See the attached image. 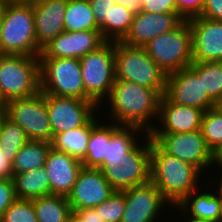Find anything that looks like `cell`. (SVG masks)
Instances as JSON below:
<instances>
[{
  "instance_id": "obj_46",
  "label": "cell",
  "mask_w": 222,
  "mask_h": 222,
  "mask_svg": "<svg viewBox=\"0 0 222 222\" xmlns=\"http://www.w3.org/2000/svg\"><path fill=\"white\" fill-rule=\"evenodd\" d=\"M66 222H83V221L75 212L72 211L68 215Z\"/></svg>"
},
{
  "instance_id": "obj_15",
  "label": "cell",
  "mask_w": 222,
  "mask_h": 222,
  "mask_svg": "<svg viewBox=\"0 0 222 222\" xmlns=\"http://www.w3.org/2000/svg\"><path fill=\"white\" fill-rule=\"evenodd\" d=\"M115 190L100 168L82 167L76 182L67 195L71 210L94 208L106 201Z\"/></svg>"
},
{
  "instance_id": "obj_2",
  "label": "cell",
  "mask_w": 222,
  "mask_h": 222,
  "mask_svg": "<svg viewBox=\"0 0 222 222\" xmlns=\"http://www.w3.org/2000/svg\"><path fill=\"white\" fill-rule=\"evenodd\" d=\"M203 173L194 165L166 153L151 138L150 181L172 207L199 187Z\"/></svg>"
},
{
  "instance_id": "obj_35",
  "label": "cell",
  "mask_w": 222,
  "mask_h": 222,
  "mask_svg": "<svg viewBox=\"0 0 222 222\" xmlns=\"http://www.w3.org/2000/svg\"><path fill=\"white\" fill-rule=\"evenodd\" d=\"M95 208L104 222H121L125 209L124 193L114 191L106 201Z\"/></svg>"
},
{
  "instance_id": "obj_32",
  "label": "cell",
  "mask_w": 222,
  "mask_h": 222,
  "mask_svg": "<svg viewBox=\"0 0 222 222\" xmlns=\"http://www.w3.org/2000/svg\"><path fill=\"white\" fill-rule=\"evenodd\" d=\"M134 14L121 5L112 6L110 21L100 27V33L107 42L122 41L130 30Z\"/></svg>"
},
{
  "instance_id": "obj_47",
  "label": "cell",
  "mask_w": 222,
  "mask_h": 222,
  "mask_svg": "<svg viewBox=\"0 0 222 222\" xmlns=\"http://www.w3.org/2000/svg\"><path fill=\"white\" fill-rule=\"evenodd\" d=\"M12 1L22 4H35L43 0H12Z\"/></svg>"
},
{
  "instance_id": "obj_23",
  "label": "cell",
  "mask_w": 222,
  "mask_h": 222,
  "mask_svg": "<svg viewBox=\"0 0 222 222\" xmlns=\"http://www.w3.org/2000/svg\"><path fill=\"white\" fill-rule=\"evenodd\" d=\"M145 134L139 127L120 125L112 133L110 142L107 145L106 157L98 168L121 166V162L126 159L128 154L143 141L141 140L142 135Z\"/></svg>"
},
{
  "instance_id": "obj_34",
  "label": "cell",
  "mask_w": 222,
  "mask_h": 222,
  "mask_svg": "<svg viewBox=\"0 0 222 222\" xmlns=\"http://www.w3.org/2000/svg\"><path fill=\"white\" fill-rule=\"evenodd\" d=\"M0 222H39L32 199H16L4 212Z\"/></svg>"
},
{
  "instance_id": "obj_4",
  "label": "cell",
  "mask_w": 222,
  "mask_h": 222,
  "mask_svg": "<svg viewBox=\"0 0 222 222\" xmlns=\"http://www.w3.org/2000/svg\"><path fill=\"white\" fill-rule=\"evenodd\" d=\"M114 53L115 80L134 82L164 95L167 74L150 58L144 47L117 41L114 42Z\"/></svg>"
},
{
  "instance_id": "obj_52",
  "label": "cell",
  "mask_w": 222,
  "mask_h": 222,
  "mask_svg": "<svg viewBox=\"0 0 222 222\" xmlns=\"http://www.w3.org/2000/svg\"><path fill=\"white\" fill-rule=\"evenodd\" d=\"M12 0H0V3L1 4H6V3H8V2H11Z\"/></svg>"
},
{
  "instance_id": "obj_43",
  "label": "cell",
  "mask_w": 222,
  "mask_h": 222,
  "mask_svg": "<svg viewBox=\"0 0 222 222\" xmlns=\"http://www.w3.org/2000/svg\"><path fill=\"white\" fill-rule=\"evenodd\" d=\"M0 178H13L12 163L5 158L0 145Z\"/></svg>"
},
{
  "instance_id": "obj_38",
  "label": "cell",
  "mask_w": 222,
  "mask_h": 222,
  "mask_svg": "<svg viewBox=\"0 0 222 222\" xmlns=\"http://www.w3.org/2000/svg\"><path fill=\"white\" fill-rule=\"evenodd\" d=\"M204 0H176L177 13L184 19L201 16Z\"/></svg>"
},
{
  "instance_id": "obj_48",
  "label": "cell",
  "mask_w": 222,
  "mask_h": 222,
  "mask_svg": "<svg viewBox=\"0 0 222 222\" xmlns=\"http://www.w3.org/2000/svg\"><path fill=\"white\" fill-rule=\"evenodd\" d=\"M5 106H6V101L3 99V96L0 92V113L4 112Z\"/></svg>"
},
{
  "instance_id": "obj_42",
  "label": "cell",
  "mask_w": 222,
  "mask_h": 222,
  "mask_svg": "<svg viewBox=\"0 0 222 222\" xmlns=\"http://www.w3.org/2000/svg\"><path fill=\"white\" fill-rule=\"evenodd\" d=\"M116 4L123 6L132 14L137 15L143 11L144 0H114Z\"/></svg>"
},
{
  "instance_id": "obj_39",
  "label": "cell",
  "mask_w": 222,
  "mask_h": 222,
  "mask_svg": "<svg viewBox=\"0 0 222 222\" xmlns=\"http://www.w3.org/2000/svg\"><path fill=\"white\" fill-rule=\"evenodd\" d=\"M143 11L155 14L177 13L176 0H144Z\"/></svg>"
},
{
  "instance_id": "obj_51",
  "label": "cell",
  "mask_w": 222,
  "mask_h": 222,
  "mask_svg": "<svg viewBox=\"0 0 222 222\" xmlns=\"http://www.w3.org/2000/svg\"><path fill=\"white\" fill-rule=\"evenodd\" d=\"M217 107L222 112V100L217 104Z\"/></svg>"
},
{
  "instance_id": "obj_17",
  "label": "cell",
  "mask_w": 222,
  "mask_h": 222,
  "mask_svg": "<svg viewBox=\"0 0 222 222\" xmlns=\"http://www.w3.org/2000/svg\"><path fill=\"white\" fill-rule=\"evenodd\" d=\"M192 30V62L222 61V22L197 16Z\"/></svg>"
},
{
  "instance_id": "obj_33",
  "label": "cell",
  "mask_w": 222,
  "mask_h": 222,
  "mask_svg": "<svg viewBox=\"0 0 222 222\" xmlns=\"http://www.w3.org/2000/svg\"><path fill=\"white\" fill-rule=\"evenodd\" d=\"M200 131L207 147L215 154L222 147V112L217 106L204 112Z\"/></svg>"
},
{
  "instance_id": "obj_10",
  "label": "cell",
  "mask_w": 222,
  "mask_h": 222,
  "mask_svg": "<svg viewBox=\"0 0 222 222\" xmlns=\"http://www.w3.org/2000/svg\"><path fill=\"white\" fill-rule=\"evenodd\" d=\"M149 135L166 153L194 165L203 174L212 171L214 154L207 147L200 130L187 133Z\"/></svg>"
},
{
  "instance_id": "obj_41",
  "label": "cell",
  "mask_w": 222,
  "mask_h": 222,
  "mask_svg": "<svg viewBox=\"0 0 222 222\" xmlns=\"http://www.w3.org/2000/svg\"><path fill=\"white\" fill-rule=\"evenodd\" d=\"M83 222H104L96 208H84L74 211Z\"/></svg>"
},
{
  "instance_id": "obj_40",
  "label": "cell",
  "mask_w": 222,
  "mask_h": 222,
  "mask_svg": "<svg viewBox=\"0 0 222 222\" xmlns=\"http://www.w3.org/2000/svg\"><path fill=\"white\" fill-rule=\"evenodd\" d=\"M201 17L222 22V0H204Z\"/></svg>"
},
{
  "instance_id": "obj_36",
  "label": "cell",
  "mask_w": 222,
  "mask_h": 222,
  "mask_svg": "<svg viewBox=\"0 0 222 222\" xmlns=\"http://www.w3.org/2000/svg\"><path fill=\"white\" fill-rule=\"evenodd\" d=\"M16 199L13 178H0V219Z\"/></svg>"
},
{
  "instance_id": "obj_16",
  "label": "cell",
  "mask_w": 222,
  "mask_h": 222,
  "mask_svg": "<svg viewBox=\"0 0 222 222\" xmlns=\"http://www.w3.org/2000/svg\"><path fill=\"white\" fill-rule=\"evenodd\" d=\"M106 41L100 30L64 31L43 49L39 58L81 59L89 52L97 50Z\"/></svg>"
},
{
  "instance_id": "obj_18",
  "label": "cell",
  "mask_w": 222,
  "mask_h": 222,
  "mask_svg": "<svg viewBox=\"0 0 222 222\" xmlns=\"http://www.w3.org/2000/svg\"><path fill=\"white\" fill-rule=\"evenodd\" d=\"M203 110L170 102L164 95L159 101V116L149 134L187 133L200 130ZM160 124V125H158Z\"/></svg>"
},
{
  "instance_id": "obj_6",
  "label": "cell",
  "mask_w": 222,
  "mask_h": 222,
  "mask_svg": "<svg viewBox=\"0 0 222 222\" xmlns=\"http://www.w3.org/2000/svg\"><path fill=\"white\" fill-rule=\"evenodd\" d=\"M79 62L86 100L104 108L106 105L103 102L110 95L116 79L114 42L106 41L97 50L82 57Z\"/></svg>"
},
{
  "instance_id": "obj_49",
  "label": "cell",
  "mask_w": 222,
  "mask_h": 222,
  "mask_svg": "<svg viewBox=\"0 0 222 222\" xmlns=\"http://www.w3.org/2000/svg\"><path fill=\"white\" fill-rule=\"evenodd\" d=\"M3 19V4L0 3V27Z\"/></svg>"
},
{
  "instance_id": "obj_19",
  "label": "cell",
  "mask_w": 222,
  "mask_h": 222,
  "mask_svg": "<svg viewBox=\"0 0 222 222\" xmlns=\"http://www.w3.org/2000/svg\"><path fill=\"white\" fill-rule=\"evenodd\" d=\"M184 19L178 13H161L141 11L134 15L130 30L122 40L130 46L144 47L151 39L177 28Z\"/></svg>"
},
{
  "instance_id": "obj_21",
  "label": "cell",
  "mask_w": 222,
  "mask_h": 222,
  "mask_svg": "<svg viewBox=\"0 0 222 222\" xmlns=\"http://www.w3.org/2000/svg\"><path fill=\"white\" fill-rule=\"evenodd\" d=\"M82 167L80 160L50 148L44 165L50 182V194L67 197Z\"/></svg>"
},
{
  "instance_id": "obj_12",
  "label": "cell",
  "mask_w": 222,
  "mask_h": 222,
  "mask_svg": "<svg viewBox=\"0 0 222 222\" xmlns=\"http://www.w3.org/2000/svg\"><path fill=\"white\" fill-rule=\"evenodd\" d=\"M53 136L85 125L94 115L105 113L93 101L45 94ZM103 112H96L98 110Z\"/></svg>"
},
{
  "instance_id": "obj_7",
  "label": "cell",
  "mask_w": 222,
  "mask_h": 222,
  "mask_svg": "<svg viewBox=\"0 0 222 222\" xmlns=\"http://www.w3.org/2000/svg\"><path fill=\"white\" fill-rule=\"evenodd\" d=\"M150 58L166 73L192 64V30L184 20L174 30L158 35L145 46Z\"/></svg>"
},
{
  "instance_id": "obj_5",
  "label": "cell",
  "mask_w": 222,
  "mask_h": 222,
  "mask_svg": "<svg viewBox=\"0 0 222 222\" xmlns=\"http://www.w3.org/2000/svg\"><path fill=\"white\" fill-rule=\"evenodd\" d=\"M40 91L39 57L0 54V92L6 102Z\"/></svg>"
},
{
  "instance_id": "obj_28",
  "label": "cell",
  "mask_w": 222,
  "mask_h": 222,
  "mask_svg": "<svg viewBox=\"0 0 222 222\" xmlns=\"http://www.w3.org/2000/svg\"><path fill=\"white\" fill-rule=\"evenodd\" d=\"M32 201L39 222H66L72 212L66 196L49 194Z\"/></svg>"
},
{
  "instance_id": "obj_37",
  "label": "cell",
  "mask_w": 222,
  "mask_h": 222,
  "mask_svg": "<svg viewBox=\"0 0 222 222\" xmlns=\"http://www.w3.org/2000/svg\"><path fill=\"white\" fill-rule=\"evenodd\" d=\"M97 26L100 28L106 21H110L112 6H115L114 0H88Z\"/></svg>"
},
{
  "instance_id": "obj_44",
  "label": "cell",
  "mask_w": 222,
  "mask_h": 222,
  "mask_svg": "<svg viewBox=\"0 0 222 222\" xmlns=\"http://www.w3.org/2000/svg\"><path fill=\"white\" fill-rule=\"evenodd\" d=\"M214 165L222 172V147L214 154Z\"/></svg>"
},
{
  "instance_id": "obj_9",
  "label": "cell",
  "mask_w": 222,
  "mask_h": 222,
  "mask_svg": "<svg viewBox=\"0 0 222 222\" xmlns=\"http://www.w3.org/2000/svg\"><path fill=\"white\" fill-rule=\"evenodd\" d=\"M3 114L24 130L28 140L52 141V126L45 93L42 91L29 97L7 101Z\"/></svg>"
},
{
  "instance_id": "obj_31",
  "label": "cell",
  "mask_w": 222,
  "mask_h": 222,
  "mask_svg": "<svg viewBox=\"0 0 222 222\" xmlns=\"http://www.w3.org/2000/svg\"><path fill=\"white\" fill-rule=\"evenodd\" d=\"M190 67L203 77L204 92L218 104L222 100V61L192 62Z\"/></svg>"
},
{
  "instance_id": "obj_25",
  "label": "cell",
  "mask_w": 222,
  "mask_h": 222,
  "mask_svg": "<svg viewBox=\"0 0 222 222\" xmlns=\"http://www.w3.org/2000/svg\"><path fill=\"white\" fill-rule=\"evenodd\" d=\"M18 199H34L50 194V182L44 167L13 175Z\"/></svg>"
},
{
  "instance_id": "obj_50",
  "label": "cell",
  "mask_w": 222,
  "mask_h": 222,
  "mask_svg": "<svg viewBox=\"0 0 222 222\" xmlns=\"http://www.w3.org/2000/svg\"><path fill=\"white\" fill-rule=\"evenodd\" d=\"M184 217L182 216V219H180V220H183V222H200V221H193V220H190V219H188V218H185V219H183ZM181 222V221H180Z\"/></svg>"
},
{
  "instance_id": "obj_3",
  "label": "cell",
  "mask_w": 222,
  "mask_h": 222,
  "mask_svg": "<svg viewBox=\"0 0 222 222\" xmlns=\"http://www.w3.org/2000/svg\"><path fill=\"white\" fill-rule=\"evenodd\" d=\"M41 52L36 41L33 4H3L0 54L39 57Z\"/></svg>"
},
{
  "instance_id": "obj_20",
  "label": "cell",
  "mask_w": 222,
  "mask_h": 222,
  "mask_svg": "<svg viewBox=\"0 0 222 222\" xmlns=\"http://www.w3.org/2000/svg\"><path fill=\"white\" fill-rule=\"evenodd\" d=\"M66 9L67 0H43L33 4L36 41L41 50L65 31Z\"/></svg>"
},
{
  "instance_id": "obj_29",
  "label": "cell",
  "mask_w": 222,
  "mask_h": 222,
  "mask_svg": "<svg viewBox=\"0 0 222 222\" xmlns=\"http://www.w3.org/2000/svg\"><path fill=\"white\" fill-rule=\"evenodd\" d=\"M64 29L68 32L100 30L88 0H67Z\"/></svg>"
},
{
  "instance_id": "obj_8",
  "label": "cell",
  "mask_w": 222,
  "mask_h": 222,
  "mask_svg": "<svg viewBox=\"0 0 222 222\" xmlns=\"http://www.w3.org/2000/svg\"><path fill=\"white\" fill-rule=\"evenodd\" d=\"M39 61L43 93L86 100L79 59L39 58Z\"/></svg>"
},
{
  "instance_id": "obj_11",
  "label": "cell",
  "mask_w": 222,
  "mask_h": 222,
  "mask_svg": "<svg viewBox=\"0 0 222 222\" xmlns=\"http://www.w3.org/2000/svg\"><path fill=\"white\" fill-rule=\"evenodd\" d=\"M139 143L119 167H102L104 177L115 191H122L150 181L151 136L143 135Z\"/></svg>"
},
{
  "instance_id": "obj_14",
  "label": "cell",
  "mask_w": 222,
  "mask_h": 222,
  "mask_svg": "<svg viewBox=\"0 0 222 222\" xmlns=\"http://www.w3.org/2000/svg\"><path fill=\"white\" fill-rule=\"evenodd\" d=\"M164 96L172 103L207 111L217 104L204 92L203 77L187 66L167 74Z\"/></svg>"
},
{
  "instance_id": "obj_27",
  "label": "cell",
  "mask_w": 222,
  "mask_h": 222,
  "mask_svg": "<svg viewBox=\"0 0 222 222\" xmlns=\"http://www.w3.org/2000/svg\"><path fill=\"white\" fill-rule=\"evenodd\" d=\"M50 148L49 142L29 140L15 156L13 175L44 167Z\"/></svg>"
},
{
  "instance_id": "obj_26",
  "label": "cell",
  "mask_w": 222,
  "mask_h": 222,
  "mask_svg": "<svg viewBox=\"0 0 222 222\" xmlns=\"http://www.w3.org/2000/svg\"><path fill=\"white\" fill-rule=\"evenodd\" d=\"M120 125L112 122L107 124L99 122L92 130L88 141L86 157L82 161L84 167L98 168L106 157L107 145L110 142L112 133Z\"/></svg>"
},
{
  "instance_id": "obj_1",
  "label": "cell",
  "mask_w": 222,
  "mask_h": 222,
  "mask_svg": "<svg viewBox=\"0 0 222 222\" xmlns=\"http://www.w3.org/2000/svg\"><path fill=\"white\" fill-rule=\"evenodd\" d=\"M160 98L154 89L130 81L115 80L106 99L108 102H104L110 110L106 114H110L107 119L118 125L139 127L149 134L158 122Z\"/></svg>"
},
{
  "instance_id": "obj_45",
  "label": "cell",
  "mask_w": 222,
  "mask_h": 222,
  "mask_svg": "<svg viewBox=\"0 0 222 222\" xmlns=\"http://www.w3.org/2000/svg\"><path fill=\"white\" fill-rule=\"evenodd\" d=\"M218 173V176H221V178L220 177H218L217 176V178H218V180H214V182H212V183H218V185H217V183L215 184V186H214V188H217V189H215V190H217V192H218V194L222 197V172H217ZM221 174V175H220ZM216 181V182H215ZM219 181V182H218ZM217 186V187H216Z\"/></svg>"
},
{
  "instance_id": "obj_24",
  "label": "cell",
  "mask_w": 222,
  "mask_h": 222,
  "mask_svg": "<svg viewBox=\"0 0 222 222\" xmlns=\"http://www.w3.org/2000/svg\"><path fill=\"white\" fill-rule=\"evenodd\" d=\"M96 114L83 126L53 136L51 148L64 152L81 162L86 157L91 130L100 122Z\"/></svg>"
},
{
  "instance_id": "obj_13",
  "label": "cell",
  "mask_w": 222,
  "mask_h": 222,
  "mask_svg": "<svg viewBox=\"0 0 222 222\" xmlns=\"http://www.w3.org/2000/svg\"><path fill=\"white\" fill-rule=\"evenodd\" d=\"M122 192L125 209L121 222H160L158 217L166 212V208H173L151 181Z\"/></svg>"
},
{
  "instance_id": "obj_22",
  "label": "cell",
  "mask_w": 222,
  "mask_h": 222,
  "mask_svg": "<svg viewBox=\"0 0 222 222\" xmlns=\"http://www.w3.org/2000/svg\"><path fill=\"white\" fill-rule=\"evenodd\" d=\"M200 190L197 188L190 192L173 210L181 211L179 215L193 221L200 222H221L222 221V197L217 191L214 192L208 188ZM199 191V192H198ZM204 191V192H203ZM175 208V209H174ZM184 212V213H183ZM187 216V217H186Z\"/></svg>"
},
{
  "instance_id": "obj_30",
  "label": "cell",
  "mask_w": 222,
  "mask_h": 222,
  "mask_svg": "<svg viewBox=\"0 0 222 222\" xmlns=\"http://www.w3.org/2000/svg\"><path fill=\"white\" fill-rule=\"evenodd\" d=\"M28 141L24 130L0 113V145L9 162H14L16 154Z\"/></svg>"
}]
</instances>
